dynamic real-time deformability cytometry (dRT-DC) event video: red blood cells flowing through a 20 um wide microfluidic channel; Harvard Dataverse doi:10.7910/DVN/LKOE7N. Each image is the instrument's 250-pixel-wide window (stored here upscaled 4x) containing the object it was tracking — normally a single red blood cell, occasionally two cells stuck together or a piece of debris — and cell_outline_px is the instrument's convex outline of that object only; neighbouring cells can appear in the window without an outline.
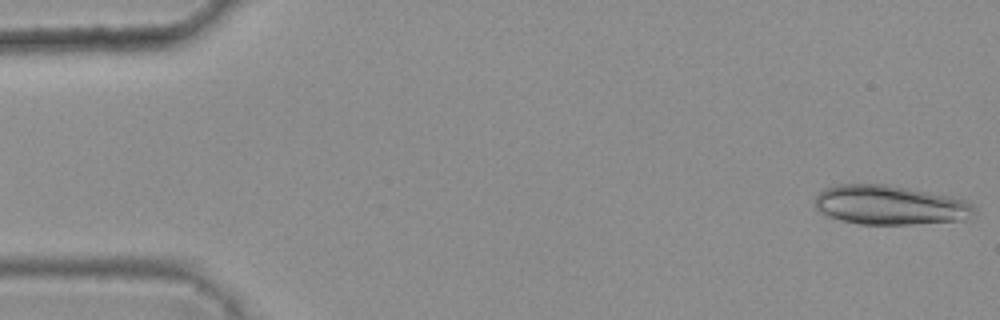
{"species": "common noctule bat (a hibernating species)", "species_latin": "Nyctalus noctula", "temperature_condition": "warm", "stored_images_in_passage": 24, "camera_frame_rate_fps": 3000, "um_per_image_px": 0.085, "animal": {"sex": "female", "body_mass_g": 25.1}, "frame": {"image": 1, "passage_image": 1, "time_ms": 0.0, "image_size_px": [1000, 320], "cell_outline_px": [[976, 212], [968, 220], [912, 224], [860, 224], [844, 220], [820, 212], [816, 208], [816, 196], [824, 188], [836, 184], [884, 184], [908, 188], [948, 196], [964, 200], [972, 204], [976, 208]], "centroid_in_image_um": [75.69, 17.43], "position_along_channel_um": 9.3, "area_um2": 36.36}}